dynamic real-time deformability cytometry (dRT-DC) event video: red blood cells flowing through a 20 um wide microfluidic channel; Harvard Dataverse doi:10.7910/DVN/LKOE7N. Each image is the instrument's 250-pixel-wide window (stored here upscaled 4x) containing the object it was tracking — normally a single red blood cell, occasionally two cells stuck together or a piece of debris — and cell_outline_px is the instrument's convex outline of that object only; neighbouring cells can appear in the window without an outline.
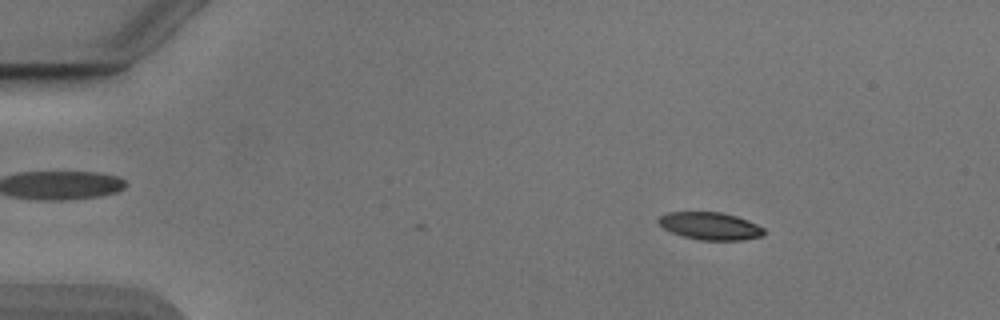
{"species": "Egyptian fruit bat (a non-hibernating species)", "species_latin": "Rousettus aegyptiacus", "temperature_condition": "cold", "stored_images_in_passage": 37, "camera_frame_rate_fps": 3000, "um_per_image_px": 0.085, "animal": {"sex": "male"}, "frame": {"image": 1, "passage_image": 3, "time_ms": 0.667, "image_size_px": [1000, 320], "cell_outline_px": [[768, 232], [764, 236], [740, 240], [700, 240], [684, 236], [672, 232], [664, 228], [656, 220], [660, 216], [668, 212], [720, 212], [736, 216], [748, 220], [764, 228]], "centroid_in_image_um": [60.4, 19.21], "position_along_channel_um": 24.6, "area_um2": 16.94}}
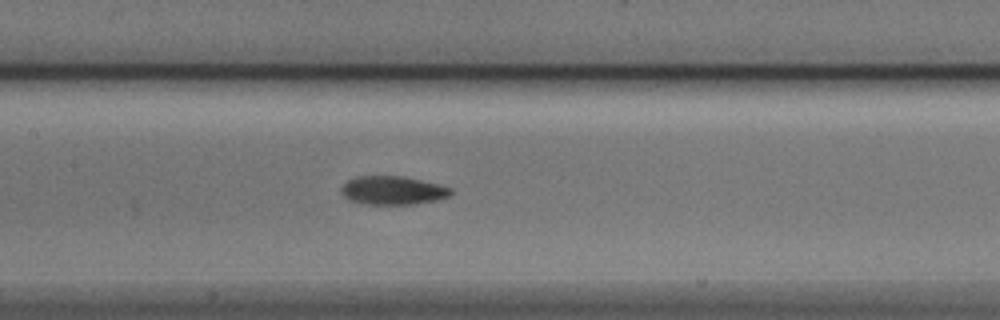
{"frame": {"image": 2, "passage_image": 21, "time_ms": 6.667, "image_size_px": [1000, 320], "cell_outline_px": [[452, 196], [436, 200], [416, 204], [360, 204], [348, 200], [340, 192], [340, 188], [348, 180], [356, 176], [404, 176], [452, 188]], "centroid_in_image_um": [33.36, 16.19], "position_along_channel_um": 174.0, "area_um2": 18.38}}
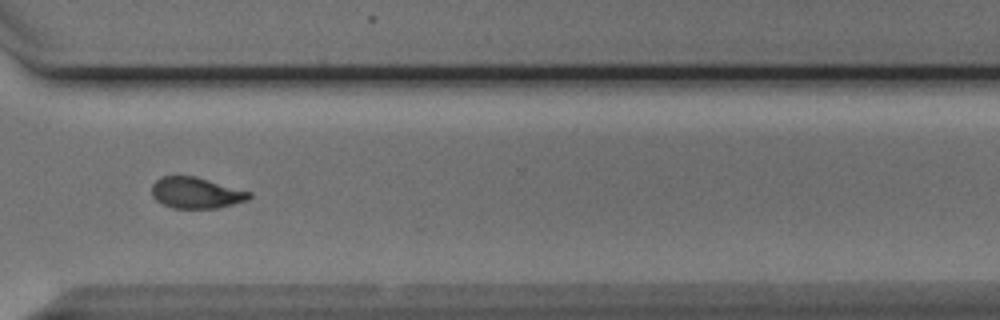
{"frame": {"image": 3, "passage_image": 35, "time_ms": 11.333, "image_size_px": [1000, 320], "cell_outline_px": [[252, 196], [248, 200], [216, 208], [172, 208], [156, 200], [152, 196], [152, 184], [160, 176], [196, 176], [252, 192]], "centroid_in_image_um": [16.67, 16.38], "position_along_channel_um": 353.9, "area_um2": 17.69}, "authors_computed_cell_mechanics": {"area_um2": 18.3226, "velocity_mm_per_s": 3.8624, "shape_relaxation_time_tau1_ms": 3.6609, "shape_relaxation_time_tau2_ms": 2.6235, "deformation_change_tau1": 0.1614, "deformation_change_tau2": 0.0808}}